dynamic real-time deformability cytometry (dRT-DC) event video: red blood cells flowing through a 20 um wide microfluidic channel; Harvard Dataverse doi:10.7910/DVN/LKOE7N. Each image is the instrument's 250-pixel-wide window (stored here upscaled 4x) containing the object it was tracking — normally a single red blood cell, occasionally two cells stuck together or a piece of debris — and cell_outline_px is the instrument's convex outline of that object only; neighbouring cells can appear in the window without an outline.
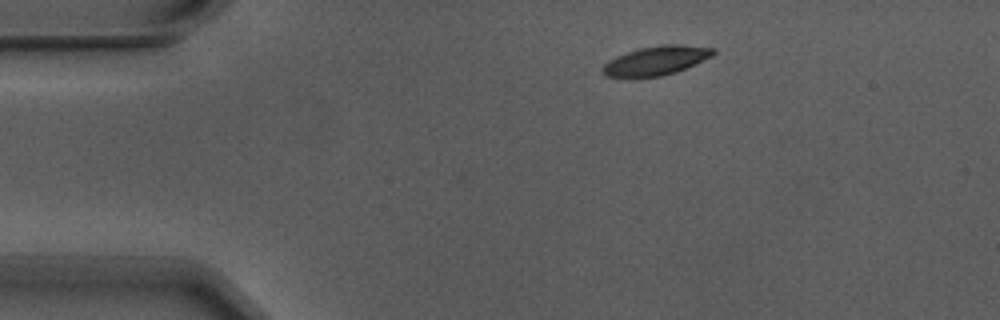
{"species": "Egyptian fruit bat (a non-hibernating species)", "species_latin": "Rousettus aegyptiacus", "temperature_condition": "warm", "stored_images_in_passage": 5, "camera_frame_rate_fps": 3000, "um_per_image_px": 0.085, "animal": {"sex": "male"}, "frame": {"image": 1, "passage_image": 5, "time_ms": 1.333, "image_size_px": [1000, 320], "cell_outline_px": [[716, 52], [712, 56], [676, 72], [660, 76], [604, 76], [600, 72], [600, 68], [608, 60], [616, 56], [640, 48], [664, 44], [680, 44], [716, 48]], "centroid_in_image_um": [55.76, 5.13], "position_along_channel_um": 29.2, "area_um2": 18.55}}